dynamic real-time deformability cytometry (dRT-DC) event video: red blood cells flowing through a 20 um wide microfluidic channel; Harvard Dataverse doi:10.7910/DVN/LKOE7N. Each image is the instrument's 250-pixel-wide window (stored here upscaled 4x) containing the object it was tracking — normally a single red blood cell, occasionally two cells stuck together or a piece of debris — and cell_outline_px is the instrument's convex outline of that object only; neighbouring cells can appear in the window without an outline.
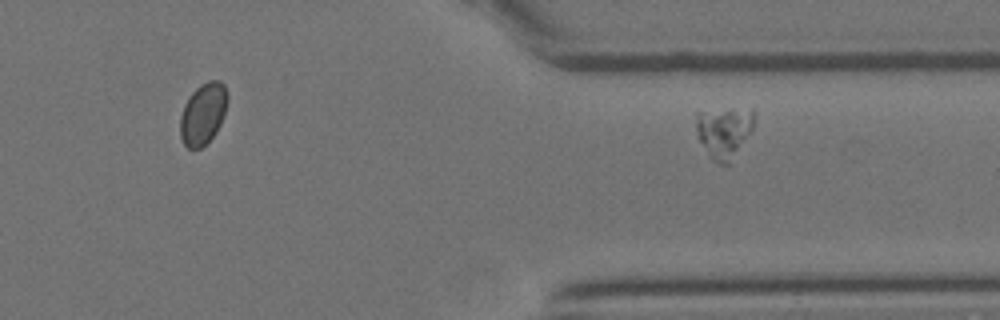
{"species": "Egyptian fruit bat (a non-hibernating species)", "species_latin": "Rousettus aegyptiacus", "temperature_condition": "room temperature", "stored_images_in_passage": 21, "segment_of_instrument_passage": [2, 2], "camera_frame_rate_fps": 3000, "um_per_image_px": 0.085, "animal": {"sex": "female"}, "frame": {"image": 1, "passage_image": 21, "time_ms": 6.667, "image_size_px": [1000, 320], "cell_outline_px": [[756, 112], [752, 132], [728, 164], [720, 164], [712, 160], [700, 140], [696, 132], [696, 112], [752, 108]], "centroid_in_image_um": [61.58, 11.21], "position_along_channel_um": 349.8, "area_um2": 17.28}}